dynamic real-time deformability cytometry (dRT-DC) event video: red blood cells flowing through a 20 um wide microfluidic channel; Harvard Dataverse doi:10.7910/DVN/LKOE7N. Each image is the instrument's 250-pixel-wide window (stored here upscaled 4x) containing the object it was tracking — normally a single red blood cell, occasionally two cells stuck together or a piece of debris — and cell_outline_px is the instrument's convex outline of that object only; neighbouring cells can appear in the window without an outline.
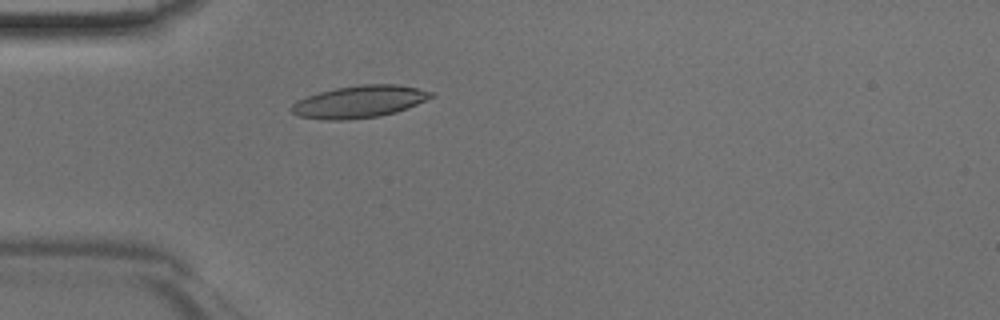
{"species": "Egyptian fruit bat (a non-hibernating species)", "species_latin": "Rousettus aegyptiacus", "temperature_condition": "room temperature", "stored_images_in_passage": 46, "camera_frame_rate_fps": 3000, "um_per_image_px": 0.085, "animal": {"sex": "male"}, "frame": {"image": 1, "passage_image": 13, "time_ms": 4.0, "image_size_px": [1000, 320], "cell_outline_px": [[436, 96], [408, 108], [396, 112], [380, 116], [348, 120], [324, 120], [300, 116], [292, 112], [288, 108], [296, 100], [320, 92], [336, 88], [360, 84], [396, 84], [436, 92]], "centroid_in_image_um": [30.57, 8.64], "position_along_channel_um": 54.4, "area_um2": 26.41}}
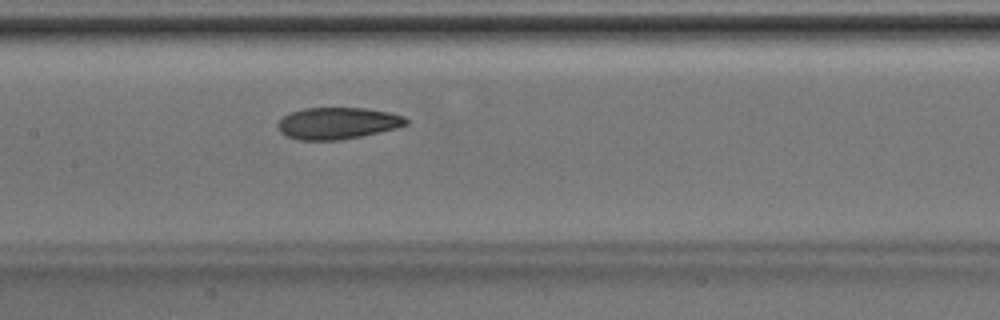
{"frame": {"image": 2, "passage_image": 22, "time_ms": 7.0, "image_size_px": [1000, 320], "cell_outline_px": [[408, 124], [396, 128], [360, 136], [340, 140], [300, 140], [284, 136], [280, 132], [276, 124], [288, 112], [304, 108], [364, 108], [388, 112], [404, 116], [408, 120]], "centroid_in_image_um": [28.65, 10.47], "position_along_channel_um": 178.8, "area_um2": 23.76}}
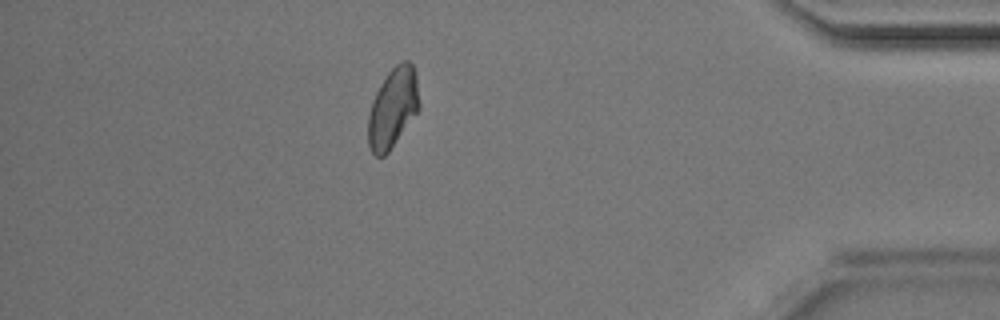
{"frame": {"image": 3, "passage_image": 40, "time_ms": 13.0, "image_size_px": [1000, 320], "cell_outline_px": [[420, 108], [388, 152], [384, 156], [376, 156], [372, 152], [368, 144], [368, 116], [372, 100], [380, 84], [388, 72], [400, 60], [408, 60], [412, 64], [416, 72], [420, 104]], "centroid_in_image_um": [33.4, 9.13], "position_along_channel_um": 401.8, "area_um2": 23.81}}